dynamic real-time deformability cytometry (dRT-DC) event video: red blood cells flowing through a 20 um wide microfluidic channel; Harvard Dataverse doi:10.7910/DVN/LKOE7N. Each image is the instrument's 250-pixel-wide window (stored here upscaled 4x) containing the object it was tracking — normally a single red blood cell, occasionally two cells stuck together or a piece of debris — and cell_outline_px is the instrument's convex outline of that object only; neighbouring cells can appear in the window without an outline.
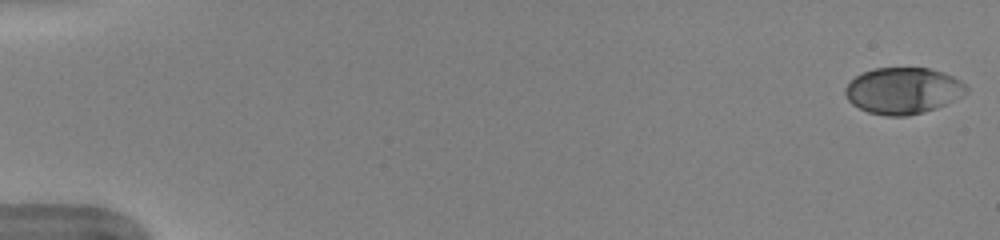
{"species": "human", "species_latin": "Homo sapiens", "temperature_condition": "warm", "stored_images_in_passage": 51, "camera_frame_rate_fps": 3000, "um_per_image_px": 0.085, "donor": {"sex": "female"}, "frame": {"image": 1, "passage_image": 1, "time_ms": 0.0, "image_size_px": [1000, 240], "cell_outline_px": [[968, 92], [936, 108], [924, 112], [908, 116], [888, 116], [868, 112], [852, 104], [848, 100], [844, 92], [844, 88], [856, 76], [864, 72], [876, 68], [928, 68], [952, 76], [960, 80], [968, 88]], "centroid_in_image_um": [76.74, 7.71], "position_along_channel_um": 8.3, "area_um2": 32.43}}
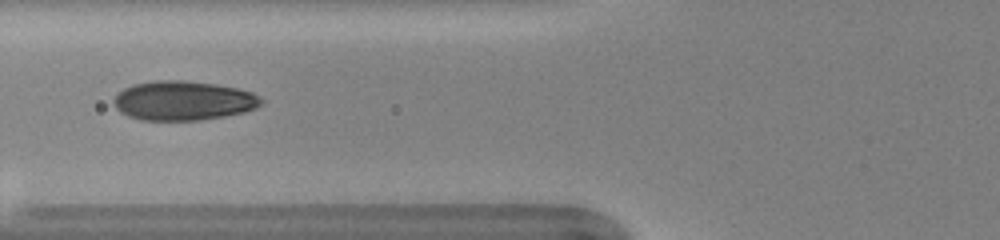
{"frame": {"image": 2, "passage_image": 21, "time_ms": 6.667, "image_size_px": [1000, 240], "cell_outline_px": [[264, 104], [256, 108], [244, 112], [224, 116], [200, 120], [140, 120], [128, 116], [120, 112], [116, 108], [112, 100], [116, 92], [132, 84], [152, 80], [184, 80], [216, 84], [236, 88], [252, 92], [264, 100]], "centroid_in_image_um": [15.55, 8.55], "position_along_channel_um": 110.2, "area_um2": 34.22}}
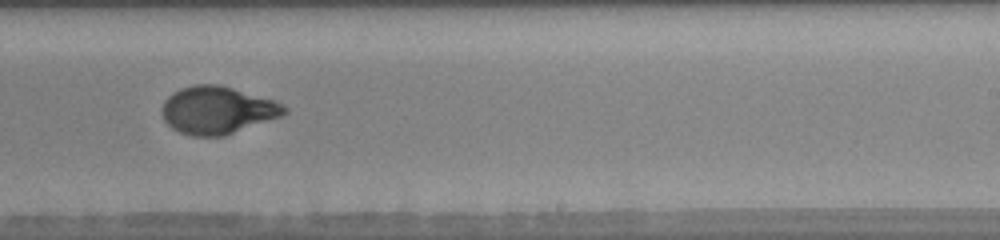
{"frame": {"image": 3, "passage_image": 33, "time_ms": 10.667, "image_size_px": [1000, 240], "cell_outline_px": [[288, 112], [280, 116], [224, 136], [192, 136], [180, 132], [172, 128], [164, 120], [164, 100], [172, 92], [180, 88], [192, 84], [220, 84], [276, 100], [288, 108]], "centroid_in_image_um": [18.49, 9.34], "position_along_channel_um": 270.5, "area_um2": 33.87}, "authors_computed_cell_mechanics": {"area_um2": 33.235, "velocity_mm_per_s": 4.0068, "shape_relaxation_time_tau1_ms": 3.8047, "shape_relaxation_time_tau2_ms": 0.6397, "deformation_change_tau1": 0.1874, "deformation_change_tau2": 0.0469}}